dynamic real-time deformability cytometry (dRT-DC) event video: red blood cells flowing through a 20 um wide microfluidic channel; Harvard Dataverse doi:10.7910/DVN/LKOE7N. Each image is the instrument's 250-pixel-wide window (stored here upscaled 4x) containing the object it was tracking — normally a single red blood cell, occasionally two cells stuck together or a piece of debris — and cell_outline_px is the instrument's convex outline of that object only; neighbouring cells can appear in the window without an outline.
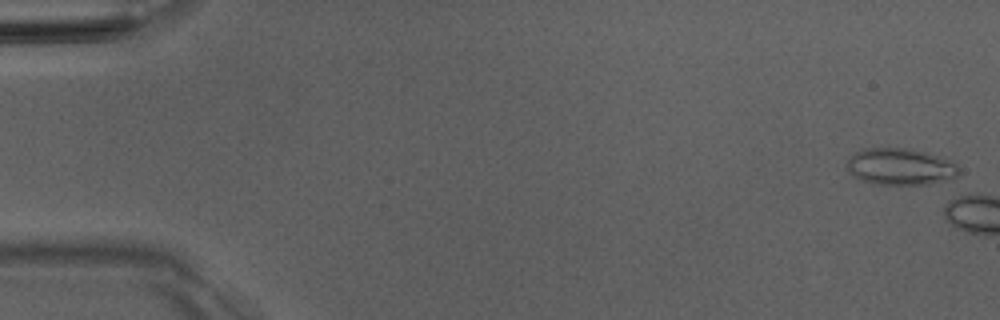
{"species": "Egyptian fruit bat (a non-hibernating species)", "species_latin": "Rousettus aegyptiacus", "temperature_condition": "room temperature", "stored_images_in_passage": 6, "camera_frame_rate_fps": 3000, "um_per_image_px": 0.085, "animal": {"sex": "male"}, "frame": {"image": 1, "passage_image": 2, "time_ms": 0.333, "image_size_px": [1000, 320], "cell_outline_px": [[960, 172], [952, 180], [928, 184], [876, 184], [860, 180], [852, 176], [848, 172], [848, 160], [860, 148], [912, 148], [928, 152], [952, 160], [960, 168]], "centroid_in_image_um": [76.58, 14.16], "position_along_channel_um": 8.4, "area_um2": 24.39}}